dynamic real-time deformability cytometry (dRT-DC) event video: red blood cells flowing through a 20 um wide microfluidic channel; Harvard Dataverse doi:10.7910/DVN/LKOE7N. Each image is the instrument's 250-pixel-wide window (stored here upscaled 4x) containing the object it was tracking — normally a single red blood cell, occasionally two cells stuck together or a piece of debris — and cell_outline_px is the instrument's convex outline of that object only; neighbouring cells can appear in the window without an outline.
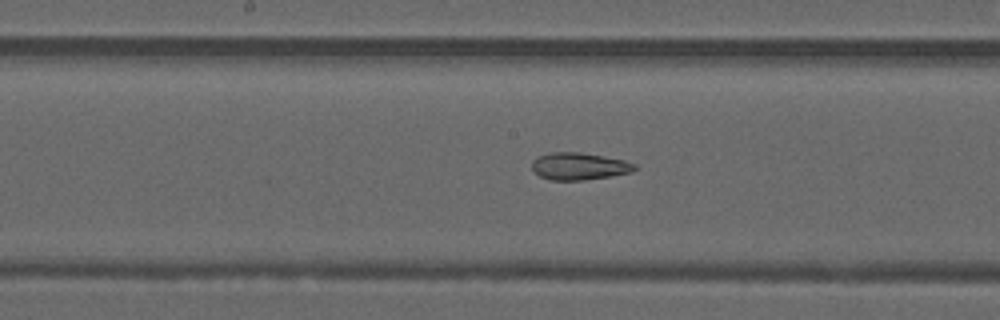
{"species": "common noctule bat (a hibernating species)", "species_latin": "Nyctalus noctula", "temperature_condition": "warm", "stored_images_in_passage": 26, "camera_frame_rate_fps": 3000, "um_per_image_px": 0.085, "animal": {"sex": "male", "forearm_length_mm": 52.5}, "frame": {"image": 1, "passage_image": 25, "time_ms": 8.0, "image_size_px": [1000, 320], "cell_outline_px": [[636, 168], [632, 172], [584, 180], [548, 180], [532, 172], [532, 160], [536, 156], [552, 152], [580, 152], [604, 156], [624, 160], [636, 164]], "centroid_in_image_um": [49.17, 14.12], "position_along_channel_um": 199.0, "area_um2": 16.42}}